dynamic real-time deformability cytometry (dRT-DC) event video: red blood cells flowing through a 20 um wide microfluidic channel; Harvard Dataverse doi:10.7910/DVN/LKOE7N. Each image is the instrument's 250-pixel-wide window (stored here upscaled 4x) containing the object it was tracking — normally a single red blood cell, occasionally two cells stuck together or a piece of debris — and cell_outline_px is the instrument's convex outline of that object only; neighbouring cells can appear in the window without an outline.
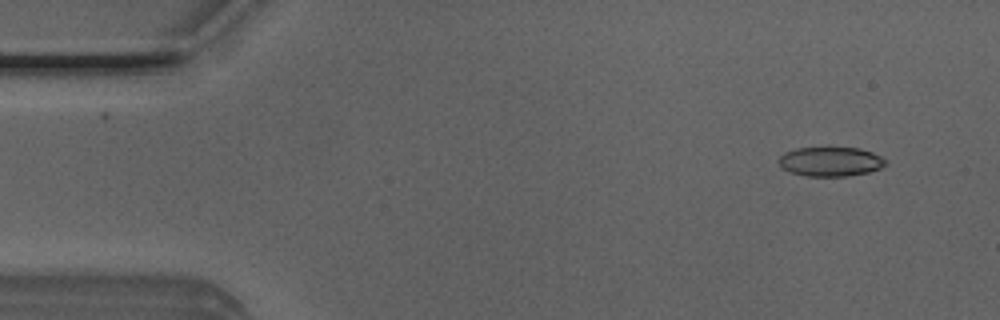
{"species": "Egyptian fruit bat (a non-hibernating species)", "species_latin": "Rousettus aegyptiacus", "temperature_condition": "room temperature", "stored_images_in_passage": 50, "camera_frame_rate_fps": 3000, "um_per_image_px": 0.085, "animal": {"sex": "male"}, "frame": {"image": 1, "passage_image": 4, "time_ms": 1.0, "image_size_px": [1000, 320], "cell_outline_px": [[888, 164], [880, 168], [868, 172], [848, 176], [804, 176], [788, 172], [780, 164], [780, 156], [784, 152], [796, 148], [828, 144], [860, 148], [872, 152], [880, 156]], "centroid_in_image_um": [70.58, 13.68], "position_along_channel_um": 14.4, "area_um2": 19.13}}
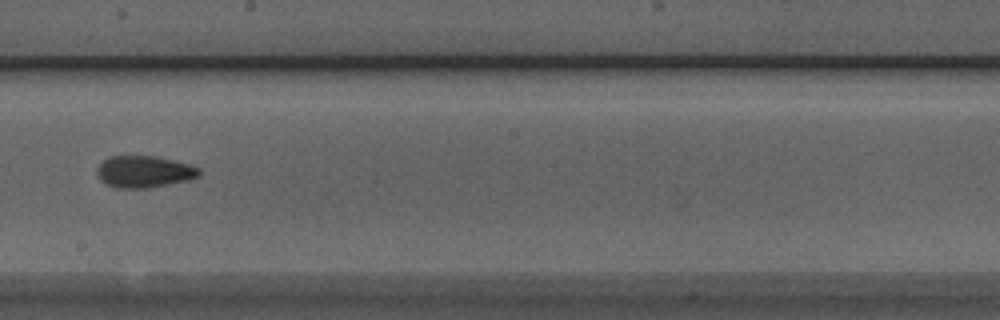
{"frame": {"image": 2, "passage_image": 28, "time_ms": 9.0, "image_size_px": [1000, 320], "cell_outline_px": [[200, 176], [188, 180], [144, 188], [116, 188], [104, 184], [96, 176], [96, 168], [108, 156], [156, 156], [188, 164], [200, 168]], "centroid_in_image_um": [12.2, 14.59], "position_along_channel_um": 236.0, "area_um2": 18.96}}
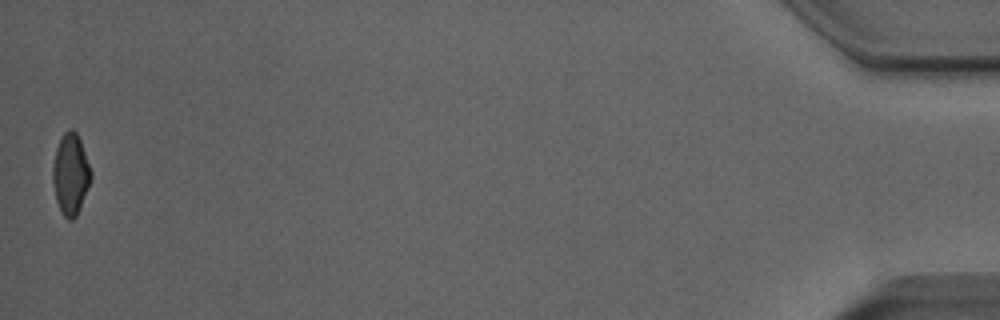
{"frame": {"image": 3, "passage_image": 50, "time_ms": 16.333, "image_size_px": [1000, 320], "cell_outline_px": [[92, 176], [88, 188], [80, 208], [76, 216], [72, 220], [68, 220], [60, 212], [56, 200], [52, 180], [52, 164], [56, 148], [64, 132], [68, 128], [72, 128], [76, 132], [80, 140], [92, 172]], "centroid_in_image_um": [5.99, 14.81], "position_along_channel_um": 429.2, "area_um2": 18.15}, "authors_computed_cell_mechanics": {"area_um2": 18.7272, "velocity_mm_per_s": 4.0377, "shape_relaxation_time_tau1_ms": 7.75, "shape_relaxation_time_tau2_ms": 2.0983, "deformation_change_tau1": 0.1648, "deformation_change_tau2": 0.079}}